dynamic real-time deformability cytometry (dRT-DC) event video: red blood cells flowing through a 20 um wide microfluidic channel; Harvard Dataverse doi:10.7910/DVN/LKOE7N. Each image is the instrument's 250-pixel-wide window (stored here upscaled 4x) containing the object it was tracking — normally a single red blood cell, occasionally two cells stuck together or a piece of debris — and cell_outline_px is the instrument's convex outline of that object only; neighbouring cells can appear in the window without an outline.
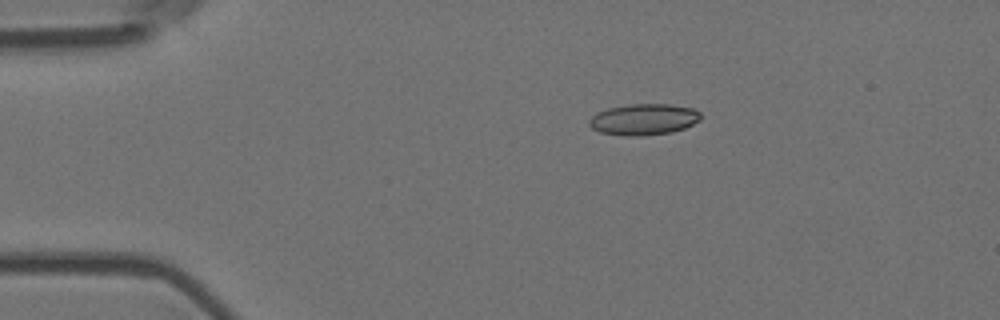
{"species": "Egyptian fruit bat (a non-hibernating species)", "species_latin": "Rousettus aegyptiacus", "temperature_condition": "room temperature", "stored_images_in_passage": 46, "camera_frame_rate_fps": 3000, "um_per_image_px": 0.085, "animal": {"sex": "female"}, "frame": {"image": 1, "passage_image": 1, "time_ms": 0.0, "image_size_px": [1000, 320], "cell_outline_px": [[700, 120], [684, 128], [672, 132], [640, 136], [624, 136], [600, 132], [592, 128], [588, 124], [588, 120], [596, 112], [608, 108], [632, 104], [672, 104], [692, 108], [700, 112]], "centroid_in_image_um": [54.69, 10.15], "position_along_channel_um": 30.3, "area_um2": 20.35}}
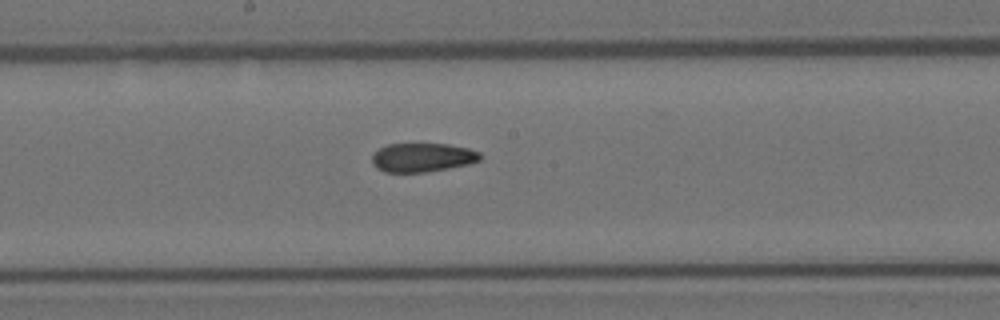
{"frame": {"image": 2, "passage_image": 20, "time_ms": 6.333, "image_size_px": [1000, 320], "cell_outline_px": [[480, 160], [468, 164], [448, 168], [424, 172], [384, 172], [376, 168], [372, 164], [372, 156], [380, 148], [388, 144], [448, 144], [468, 148], [480, 152]], "centroid_in_image_um": [35.89, 13.38], "position_along_channel_um": 212.3, "area_um2": 18.09}}
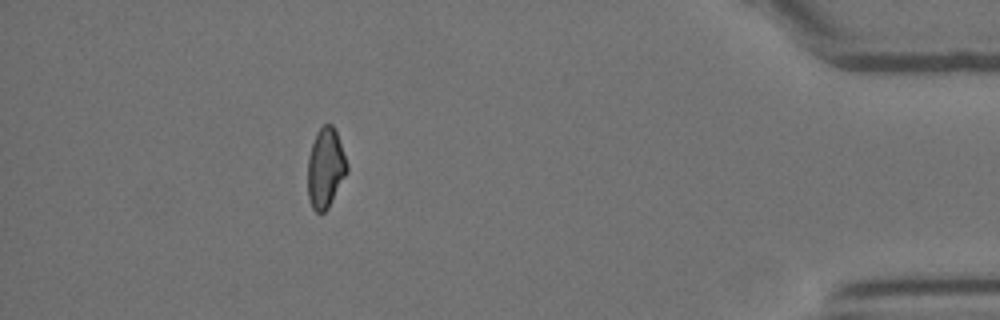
{"frame": {"image": 3, "passage_image": 40, "time_ms": 13.0, "image_size_px": [1000, 320], "cell_outline_px": [[348, 172], [328, 208], [324, 212], [316, 212], [312, 208], [308, 196], [308, 156], [316, 132], [324, 124], [332, 124], [336, 132], [348, 164]], "centroid_in_image_um": [27.67, 14.29], "position_along_channel_um": 407.5, "area_um2": 18.26}, "authors_computed_cell_mechanics": {"area_um2": 18.9295, "velocity_mm_per_s": 3.7077, "shape_relaxation_time_tau1_ms": 10.7985, "shape_relaxation_time_tau2_ms": 5.892, "deformation_change_tau1": 0.1585, "deformation_change_tau2": 0.1123}}